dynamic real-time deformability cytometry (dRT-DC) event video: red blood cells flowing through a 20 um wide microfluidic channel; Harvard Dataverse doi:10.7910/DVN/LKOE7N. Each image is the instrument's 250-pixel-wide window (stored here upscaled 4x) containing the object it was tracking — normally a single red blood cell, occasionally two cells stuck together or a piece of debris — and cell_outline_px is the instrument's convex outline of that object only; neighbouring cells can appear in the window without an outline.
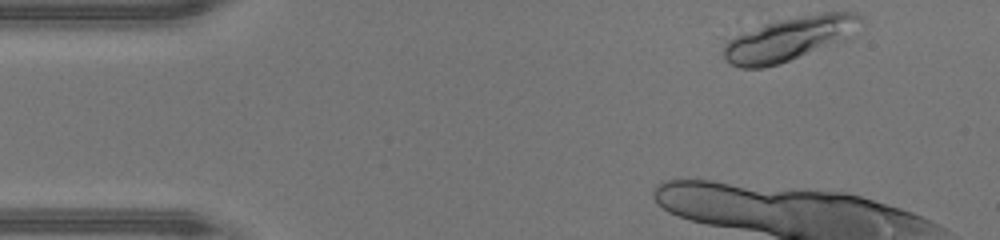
{"species": "human", "species_latin": "Homo sapiens", "temperature_condition": "warm", "stored_images_in_passage": 10, "camera_frame_rate_fps": 3000, "um_per_image_px": 0.085, "donor": {"sex": "male"}, "frame": {"image": 1, "passage_image": 1, "time_ms": 0.0, "image_size_px": [1000, 240], "cell_outline_px": [[864, 20], [852, 40], [780, 64], [764, 68], [740, 68], [732, 64], [724, 56], [724, 40], [740, 32], [776, 20], [816, 12], [856, 12]], "centroid_in_image_um": [67.2, 3.29], "position_along_channel_um": 17.8, "area_um2": 36.41}}